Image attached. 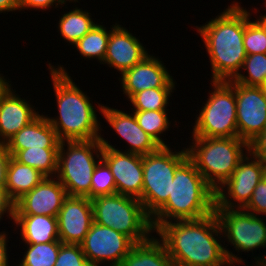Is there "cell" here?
Wrapping results in <instances>:
<instances>
[{
    "label": "cell",
    "mask_w": 266,
    "mask_h": 266,
    "mask_svg": "<svg viewBox=\"0 0 266 266\" xmlns=\"http://www.w3.org/2000/svg\"><path fill=\"white\" fill-rule=\"evenodd\" d=\"M68 197L56 177H45L30 192L15 202V215H47L57 217Z\"/></svg>",
    "instance_id": "obj_17"
},
{
    "label": "cell",
    "mask_w": 266,
    "mask_h": 266,
    "mask_svg": "<svg viewBox=\"0 0 266 266\" xmlns=\"http://www.w3.org/2000/svg\"><path fill=\"white\" fill-rule=\"evenodd\" d=\"M14 224L20 229L24 244L54 242L59 239L57 217L47 215H14Z\"/></svg>",
    "instance_id": "obj_22"
},
{
    "label": "cell",
    "mask_w": 266,
    "mask_h": 266,
    "mask_svg": "<svg viewBox=\"0 0 266 266\" xmlns=\"http://www.w3.org/2000/svg\"><path fill=\"white\" fill-rule=\"evenodd\" d=\"M119 266H174V263L163 242L153 234L146 241L135 243Z\"/></svg>",
    "instance_id": "obj_23"
},
{
    "label": "cell",
    "mask_w": 266,
    "mask_h": 266,
    "mask_svg": "<svg viewBox=\"0 0 266 266\" xmlns=\"http://www.w3.org/2000/svg\"><path fill=\"white\" fill-rule=\"evenodd\" d=\"M255 261H258L262 266H266V254L260 255V256H254L253 258Z\"/></svg>",
    "instance_id": "obj_43"
},
{
    "label": "cell",
    "mask_w": 266,
    "mask_h": 266,
    "mask_svg": "<svg viewBox=\"0 0 266 266\" xmlns=\"http://www.w3.org/2000/svg\"><path fill=\"white\" fill-rule=\"evenodd\" d=\"M13 88L11 85L0 98V144H5L39 115L30 100L21 98Z\"/></svg>",
    "instance_id": "obj_20"
},
{
    "label": "cell",
    "mask_w": 266,
    "mask_h": 266,
    "mask_svg": "<svg viewBox=\"0 0 266 266\" xmlns=\"http://www.w3.org/2000/svg\"><path fill=\"white\" fill-rule=\"evenodd\" d=\"M45 177L37 169L23 165L10 156L6 175L8 195L16 202L24 194L30 192Z\"/></svg>",
    "instance_id": "obj_24"
},
{
    "label": "cell",
    "mask_w": 266,
    "mask_h": 266,
    "mask_svg": "<svg viewBox=\"0 0 266 266\" xmlns=\"http://www.w3.org/2000/svg\"><path fill=\"white\" fill-rule=\"evenodd\" d=\"M7 233V234H6ZM9 233L6 231H1L0 232V266H10L9 265V254L7 250L8 248V238Z\"/></svg>",
    "instance_id": "obj_40"
},
{
    "label": "cell",
    "mask_w": 266,
    "mask_h": 266,
    "mask_svg": "<svg viewBox=\"0 0 266 266\" xmlns=\"http://www.w3.org/2000/svg\"><path fill=\"white\" fill-rule=\"evenodd\" d=\"M191 138L192 143L186 146L188 157L214 191L231 177L249 152V144L239 137Z\"/></svg>",
    "instance_id": "obj_5"
},
{
    "label": "cell",
    "mask_w": 266,
    "mask_h": 266,
    "mask_svg": "<svg viewBox=\"0 0 266 266\" xmlns=\"http://www.w3.org/2000/svg\"><path fill=\"white\" fill-rule=\"evenodd\" d=\"M102 149L100 138L60 142L56 178L68 196L91 199V179L102 159Z\"/></svg>",
    "instance_id": "obj_7"
},
{
    "label": "cell",
    "mask_w": 266,
    "mask_h": 266,
    "mask_svg": "<svg viewBox=\"0 0 266 266\" xmlns=\"http://www.w3.org/2000/svg\"><path fill=\"white\" fill-rule=\"evenodd\" d=\"M116 193V184L109 166L101 159L96 165L91 179V199L101 195Z\"/></svg>",
    "instance_id": "obj_33"
},
{
    "label": "cell",
    "mask_w": 266,
    "mask_h": 266,
    "mask_svg": "<svg viewBox=\"0 0 266 266\" xmlns=\"http://www.w3.org/2000/svg\"><path fill=\"white\" fill-rule=\"evenodd\" d=\"M222 237L227 242L224 246L226 256L229 260V266L246 263L239 255V252L249 253L259 248H266V219L263 216L254 215L243 209H226L215 208ZM233 248L237 252L233 253L229 248Z\"/></svg>",
    "instance_id": "obj_9"
},
{
    "label": "cell",
    "mask_w": 266,
    "mask_h": 266,
    "mask_svg": "<svg viewBox=\"0 0 266 266\" xmlns=\"http://www.w3.org/2000/svg\"><path fill=\"white\" fill-rule=\"evenodd\" d=\"M211 64V81L233 80L247 56L243 45L244 7L233 1L219 15L195 26Z\"/></svg>",
    "instance_id": "obj_2"
},
{
    "label": "cell",
    "mask_w": 266,
    "mask_h": 266,
    "mask_svg": "<svg viewBox=\"0 0 266 266\" xmlns=\"http://www.w3.org/2000/svg\"><path fill=\"white\" fill-rule=\"evenodd\" d=\"M253 265H255V266H262L258 261H255V264H253ZM253 265H251V266H253Z\"/></svg>",
    "instance_id": "obj_47"
},
{
    "label": "cell",
    "mask_w": 266,
    "mask_h": 266,
    "mask_svg": "<svg viewBox=\"0 0 266 266\" xmlns=\"http://www.w3.org/2000/svg\"><path fill=\"white\" fill-rule=\"evenodd\" d=\"M264 5H265V7H266V0H265V2H264ZM257 18H266V14H264V15H262V14H260V15H255Z\"/></svg>",
    "instance_id": "obj_46"
},
{
    "label": "cell",
    "mask_w": 266,
    "mask_h": 266,
    "mask_svg": "<svg viewBox=\"0 0 266 266\" xmlns=\"http://www.w3.org/2000/svg\"><path fill=\"white\" fill-rule=\"evenodd\" d=\"M227 82L235 90L238 137L250 144L266 129V87Z\"/></svg>",
    "instance_id": "obj_12"
},
{
    "label": "cell",
    "mask_w": 266,
    "mask_h": 266,
    "mask_svg": "<svg viewBox=\"0 0 266 266\" xmlns=\"http://www.w3.org/2000/svg\"><path fill=\"white\" fill-rule=\"evenodd\" d=\"M94 222L128 236L134 243L149 239L153 232L151 217L139 199L121 195H101L91 199Z\"/></svg>",
    "instance_id": "obj_6"
},
{
    "label": "cell",
    "mask_w": 266,
    "mask_h": 266,
    "mask_svg": "<svg viewBox=\"0 0 266 266\" xmlns=\"http://www.w3.org/2000/svg\"><path fill=\"white\" fill-rule=\"evenodd\" d=\"M215 210V191L187 157L174 171L167 202L151 217L154 231L175 220H197Z\"/></svg>",
    "instance_id": "obj_4"
},
{
    "label": "cell",
    "mask_w": 266,
    "mask_h": 266,
    "mask_svg": "<svg viewBox=\"0 0 266 266\" xmlns=\"http://www.w3.org/2000/svg\"><path fill=\"white\" fill-rule=\"evenodd\" d=\"M264 178L266 179V169H265V172H264Z\"/></svg>",
    "instance_id": "obj_48"
},
{
    "label": "cell",
    "mask_w": 266,
    "mask_h": 266,
    "mask_svg": "<svg viewBox=\"0 0 266 266\" xmlns=\"http://www.w3.org/2000/svg\"><path fill=\"white\" fill-rule=\"evenodd\" d=\"M134 244L128 236L93 222L80 245L92 266H119Z\"/></svg>",
    "instance_id": "obj_13"
},
{
    "label": "cell",
    "mask_w": 266,
    "mask_h": 266,
    "mask_svg": "<svg viewBox=\"0 0 266 266\" xmlns=\"http://www.w3.org/2000/svg\"><path fill=\"white\" fill-rule=\"evenodd\" d=\"M60 142L46 114L41 113L5 144L7 151L13 157L19 150L28 148H59Z\"/></svg>",
    "instance_id": "obj_21"
},
{
    "label": "cell",
    "mask_w": 266,
    "mask_h": 266,
    "mask_svg": "<svg viewBox=\"0 0 266 266\" xmlns=\"http://www.w3.org/2000/svg\"><path fill=\"white\" fill-rule=\"evenodd\" d=\"M59 1V3L62 5V6H64L65 5V8H67L68 9V7H66L67 5H66V3L67 2H69V3H72V2H74V3H80L79 1L80 0H58Z\"/></svg>",
    "instance_id": "obj_44"
},
{
    "label": "cell",
    "mask_w": 266,
    "mask_h": 266,
    "mask_svg": "<svg viewBox=\"0 0 266 266\" xmlns=\"http://www.w3.org/2000/svg\"><path fill=\"white\" fill-rule=\"evenodd\" d=\"M10 156L6 144H0V189H6V175Z\"/></svg>",
    "instance_id": "obj_39"
},
{
    "label": "cell",
    "mask_w": 266,
    "mask_h": 266,
    "mask_svg": "<svg viewBox=\"0 0 266 266\" xmlns=\"http://www.w3.org/2000/svg\"><path fill=\"white\" fill-rule=\"evenodd\" d=\"M265 169L266 165L249 151L231 177L215 191V208L243 209L264 177Z\"/></svg>",
    "instance_id": "obj_11"
},
{
    "label": "cell",
    "mask_w": 266,
    "mask_h": 266,
    "mask_svg": "<svg viewBox=\"0 0 266 266\" xmlns=\"http://www.w3.org/2000/svg\"><path fill=\"white\" fill-rule=\"evenodd\" d=\"M9 80V78L7 80V78H5L2 73H0V98L10 88L11 81Z\"/></svg>",
    "instance_id": "obj_42"
},
{
    "label": "cell",
    "mask_w": 266,
    "mask_h": 266,
    "mask_svg": "<svg viewBox=\"0 0 266 266\" xmlns=\"http://www.w3.org/2000/svg\"><path fill=\"white\" fill-rule=\"evenodd\" d=\"M51 77L58 113L55 117L46 115L60 141L99 139L102 126L98 120L93 101L74 82L63 65L47 64ZM92 102V103H91ZM59 115V116H58Z\"/></svg>",
    "instance_id": "obj_3"
},
{
    "label": "cell",
    "mask_w": 266,
    "mask_h": 266,
    "mask_svg": "<svg viewBox=\"0 0 266 266\" xmlns=\"http://www.w3.org/2000/svg\"><path fill=\"white\" fill-rule=\"evenodd\" d=\"M243 210L254 215L266 216V179L264 177L255 187L248 204Z\"/></svg>",
    "instance_id": "obj_35"
},
{
    "label": "cell",
    "mask_w": 266,
    "mask_h": 266,
    "mask_svg": "<svg viewBox=\"0 0 266 266\" xmlns=\"http://www.w3.org/2000/svg\"><path fill=\"white\" fill-rule=\"evenodd\" d=\"M102 160L109 166L116 184V193L141 201L143 188L142 155L124 152L100 137Z\"/></svg>",
    "instance_id": "obj_14"
},
{
    "label": "cell",
    "mask_w": 266,
    "mask_h": 266,
    "mask_svg": "<svg viewBox=\"0 0 266 266\" xmlns=\"http://www.w3.org/2000/svg\"><path fill=\"white\" fill-rule=\"evenodd\" d=\"M252 14L244 8L243 45L247 55L266 53V29L257 20H251Z\"/></svg>",
    "instance_id": "obj_32"
},
{
    "label": "cell",
    "mask_w": 266,
    "mask_h": 266,
    "mask_svg": "<svg viewBox=\"0 0 266 266\" xmlns=\"http://www.w3.org/2000/svg\"><path fill=\"white\" fill-rule=\"evenodd\" d=\"M97 110L101 113L109 127L129 145L124 152L147 155L157 151L161 146L149 136L138 124L134 113L121 111L98 103Z\"/></svg>",
    "instance_id": "obj_16"
},
{
    "label": "cell",
    "mask_w": 266,
    "mask_h": 266,
    "mask_svg": "<svg viewBox=\"0 0 266 266\" xmlns=\"http://www.w3.org/2000/svg\"><path fill=\"white\" fill-rule=\"evenodd\" d=\"M266 29V18H255Z\"/></svg>",
    "instance_id": "obj_45"
},
{
    "label": "cell",
    "mask_w": 266,
    "mask_h": 266,
    "mask_svg": "<svg viewBox=\"0 0 266 266\" xmlns=\"http://www.w3.org/2000/svg\"><path fill=\"white\" fill-rule=\"evenodd\" d=\"M55 5V7H53ZM53 8L63 7L58 0H19V12L23 9L48 11Z\"/></svg>",
    "instance_id": "obj_36"
},
{
    "label": "cell",
    "mask_w": 266,
    "mask_h": 266,
    "mask_svg": "<svg viewBox=\"0 0 266 266\" xmlns=\"http://www.w3.org/2000/svg\"><path fill=\"white\" fill-rule=\"evenodd\" d=\"M59 148H28L19 150L13 158L23 165L37 169L46 177H56Z\"/></svg>",
    "instance_id": "obj_26"
},
{
    "label": "cell",
    "mask_w": 266,
    "mask_h": 266,
    "mask_svg": "<svg viewBox=\"0 0 266 266\" xmlns=\"http://www.w3.org/2000/svg\"><path fill=\"white\" fill-rule=\"evenodd\" d=\"M174 90L176 88H150L135 93L128 100L133 107L131 111L169 110V98Z\"/></svg>",
    "instance_id": "obj_29"
},
{
    "label": "cell",
    "mask_w": 266,
    "mask_h": 266,
    "mask_svg": "<svg viewBox=\"0 0 266 266\" xmlns=\"http://www.w3.org/2000/svg\"><path fill=\"white\" fill-rule=\"evenodd\" d=\"M139 126L151 136L161 147H168L170 144L165 142L164 132L170 131L171 122L168 118V110L132 111ZM163 134V135H162Z\"/></svg>",
    "instance_id": "obj_28"
},
{
    "label": "cell",
    "mask_w": 266,
    "mask_h": 266,
    "mask_svg": "<svg viewBox=\"0 0 266 266\" xmlns=\"http://www.w3.org/2000/svg\"><path fill=\"white\" fill-rule=\"evenodd\" d=\"M4 215L14 222L15 202L10 198L6 189H0V222Z\"/></svg>",
    "instance_id": "obj_37"
},
{
    "label": "cell",
    "mask_w": 266,
    "mask_h": 266,
    "mask_svg": "<svg viewBox=\"0 0 266 266\" xmlns=\"http://www.w3.org/2000/svg\"><path fill=\"white\" fill-rule=\"evenodd\" d=\"M57 221L60 241L80 245L94 222L91 199L68 196L58 212Z\"/></svg>",
    "instance_id": "obj_18"
},
{
    "label": "cell",
    "mask_w": 266,
    "mask_h": 266,
    "mask_svg": "<svg viewBox=\"0 0 266 266\" xmlns=\"http://www.w3.org/2000/svg\"><path fill=\"white\" fill-rule=\"evenodd\" d=\"M210 84L213 88L195 115L191 137H238L234 88L227 81H211Z\"/></svg>",
    "instance_id": "obj_10"
},
{
    "label": "cell",
    "mask_w": 266,
    "mask_h": 266,
    "mask_svg": "<svg viewBox=\"0 0 266 266\" xmlns=\"http://www.w3.org/2000/svg\"><path fill=\"white\" fill-rule=\"evenodd\" d=\"M249 151L266 165V129L249 144Z\"/></svg>",
    "instance_id": "obj_38"
},
{
    "label": "cell",
    "mask_w": 266,
    "mask_h": 266,
    "mask_svg": "<svg viewBox=\"0 0 266 266\" xmlns=\"http://www.w3.org/2000/svg\"><path fill=\"white\" fill-rule=\"evenodd\" d=\"M91 15L89 11L76 7L75 4L74 9L59 16L57 29L62 39L70 45L79 41L97 24Z\"/></svg>",
    "instance_id": "obj_25"
},
{
    "label": "cell",
    "mask_w": 266,
    "mask_h": 266,
    "mask_svg": "<svg viewBox=\"0 0 266 266\" xmlns=\"http://www.w3.org/2000/svg\"><path fill=\"white\" fill-rule=\"evenodd\" d=\"M170 147H160L157 151L144 155L142 159L141 203L150 217L167 202L174 171L188 157L186 147L179 151Z\"/></svg>",
    "instance_id": "obj_8"
},
{
    "label": "cell",
    "mask_w": 266,
    "mask_h": 266,
    "mask_svg": "<svg viewBox=\"0 0 266 266\" xmlns=\"http://www.w3.org/2000/svg\"><path fill=\"white\" fill-rule=\"evenodd\" d=\"M110 35V30L102 24H96L87 34H85L73 46L84 57V59H97L100 64L107 51V43Z\"/></svg>",
    "instance_id": "obj_27"
},
{
    "label": "cell",
    "mask_w": 266,
    "mask_h": 266,
    "mask_svg": "<svg viewBox=\"0 0 266 266\" xmlns=\"http://www.w3.org/2000/svg\"><path fill=\"white\" fill-rule=\"evenodd\" d=\"M60 240L49 243L23 244L26 250L15 266H54L59 253Z\"/></svg>",
    "instance_id": "obj_30"
},
{
    "label": "cell",
    "mask_w": 266,
    "mask_h": 266,
    "mask_svg": "<svg viewBox=\"0 0 266 266\" xmlns=\"http://www.w3.org/2000/svg\"><path fill=\"white\" fill-rule=\"evenodd\" d=\"M233 81L247 86L266 87V53L247 55L241 72Z\"/></svg>",
    "instance_id": "obj_31"
},
{
    "label": "cell",
    "mask_w": 266,
    "mask_h": 266,
    "mask_svg": "<svg viewBox=\"0 0 266 266\" xmlns=\"http://www.w3.org/2000/svg\"><path fill=\"white\" fill-rule=\"evenodd\" d=\"M167 69L162 59L148 54L140 63L121 74L119 82L124 96L129 100L135 93L146 89L176 88L177 82Z\"/></svg>",
    "instance_id": "obj_15"
},
{
    "label": "cell",
    "mask_w": 266,
    "mask_h": 266,
    "mask_svg": "<svg viewBox=\"0 0 266 266\" xmlns=\"http://www.w3.org/2000/svg\"><path fill=\"white\" fill-rule=\"evenodd\" d=\"M111 26L103 64L113 67L121 75L140 63L150 52L126 27L117 22Z\"/></svg>",
    "instance_id": "obj_19"
},
{
    "label": "cell",
    "mask_w": 266,
    "mask_h": 266,
    "mask_svg": "<svg viewBox=\"0 0 266 266\" xmlns=\"http://www.w3.org/2000/svg\"><path fill=\"white\" fill-rule=\"evenodd\" d=\"M19 11V0H0V13Z\"/></svg>",
    "instance_id": "obj_41"
},
{
    "label": "cell",
    "mask_w": 266,
    "mask_h": 266,
    "mask_svg": "<svg viewBox=\"0 0 266 266\" xmlns=\"http://www.w3.org/2000/svg\"><path fill=\"white\" fill-rule=\"evenodd\" d=\"M54 266H92L85 257L81 245L61 243Z\"/></svg>",
    "instance_id": "obj_34"
},
{
    "label": "cell",
    "mask_w": 266,
    "mask_h": 266,
    "mask_svg": "<svg viewBox=\"0 0 266 266\" xmlns=\"http://www.w3.org/2000/svg\"><path fill=\"white\" fill-rule=\"evenodd\" d=\"M174 266H229L215 213L197 220H175L155 231ZM224 241V242H223ZM222 243L224 245H222Z\"/></svg>",
    "instance_id": "obj_1"
}]
</instances>
